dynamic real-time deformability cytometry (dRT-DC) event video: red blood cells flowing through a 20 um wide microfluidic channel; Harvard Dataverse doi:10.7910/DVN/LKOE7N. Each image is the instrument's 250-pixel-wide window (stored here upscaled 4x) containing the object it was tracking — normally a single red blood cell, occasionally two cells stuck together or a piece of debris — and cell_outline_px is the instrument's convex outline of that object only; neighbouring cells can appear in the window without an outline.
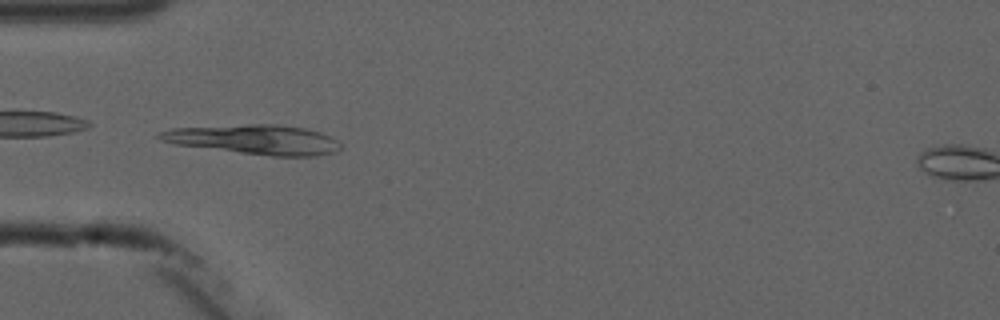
{"species": "common noctule bat (a hibernating species)", "species_latin": "Nyctalus noctula", "temperature_condition": "cold", "stored_images_in_passage": 7, "camera_frame_rate_fps": 3000, "um_per_image_px": 0.085, "animal": {"sex": "male", "forearm_length_mm": 52.5}, "frame": {"image": 1, "passage_image": 5, "time_ms": 5.667, "image_size_px": [1000, 320], "cell_outline_px": [[344, 144], [336, 152], [316, 156], [272, 156], [176, 144], [160, 140], [156, 136], [160, 132], [172, 128], [248, 124], [276, 124], [308, 128], [320, 132]], "centroid_in_image_um": [21.69, 11.85], "position_along_channel_um": 63.3, "area_um2": 31.1}}
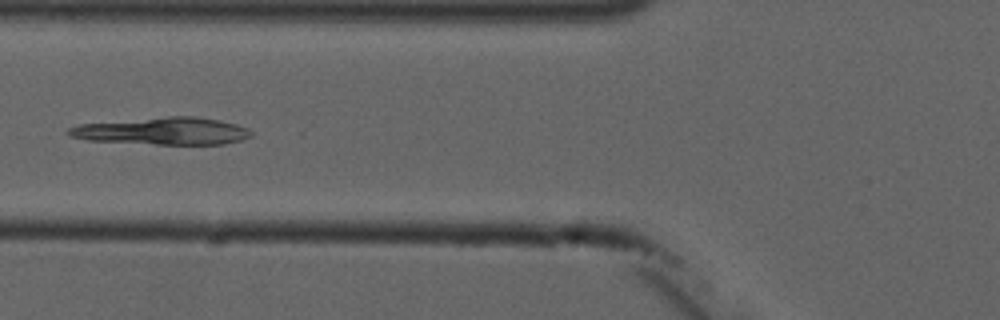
{"frame": {"image": 2, "passage_image": 6, "time_ms": 7.0, "image_size_px": [1000, 320], "cell_outline_px": [[252, 136], [240, 140], [224, 144], [156, 144], [88, 140], [72, 136], [64, 132], [68, 128], [80, 124], [168, 116], [196, 116], [220, 120], [236, 124], [248, 128], [252, 132]], "centroid_in_image_um": [13.86, 11.13], "position_along_channel_um": 111.9, "area_um2": 28.9}}
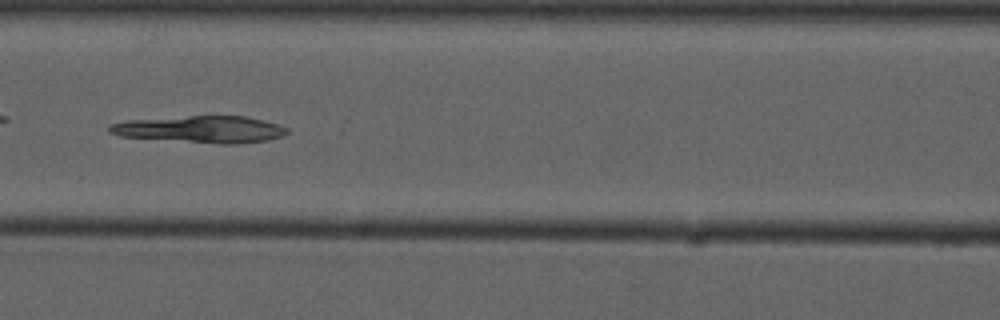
{"frame": {"image": 3, "passage_image": 7, "time_ms": 8.0, "image_size_px": [1000, 320], "cell_outline_px": [[288, 132], [284, 136], [268, 140], [240, 144], [220, 144], [120, 136], [108, 132], [108, 124], [128, 120], [188, 116], [244, 116], [264, 120], [288, 128]], "centroid_in_image_um": [17.08, 10.99], "position_along_channel_um": 149.5, "area_um2": 27.86}}